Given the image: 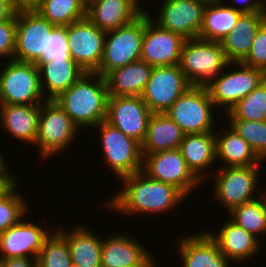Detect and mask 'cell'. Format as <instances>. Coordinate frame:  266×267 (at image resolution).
Returning <instances> with one entry per match:
<instances>
[{
    "label": "cell",
    "instance_id": "obj_11",
    "mask_svg": "<svg viewBox=\"0 0 266 267\" xmlns=\"http://www.w3.org/2000/svg\"><path fill=\"white\" fill-rule=\"evenodd\" d=\"M56 27L34 9L19 7L16 12V46L13 59L37 63L47 52L48 37Z\"/></svg>",
    "mask_w": 266,
    "mask_h": 267
},
{
    "label": "cell",
    "instance_id": "obj_7",
    "mask_svg": "<svg viewBox=\"0 0 266 267\" xmlns=\"http://www.w3.org/2000/svg\"><path fill=\"white\" fill-rule=\"evenodd\" d=\"M206 87L191 86L165 112L185 134L215 131L214 109Z\"/></svg>",
    "mask_w": 266,
    "mask_h": 267
},
{
    "label": "cell",
    "instance_id": "obj_4",
    "mask_svg": "<svg viewBox=\"0 0 266 267\" xmlns=\"http://www.w3.org/2000/svg\"><path fill=\"white\" fill-rule=\"evenodd\" d=\"M79 130L55 100H45L40 104L38 134L35 140V147L40 149L41 160L69 148L79 135Z\"/></svg>",
    "mask_w": 266,
    "mask_h": 267
},
{
    "label": "cell",
    "instance_id": "obj_22",
    "mask_svg": "<svg viewBox=\"0 0 266 267\" xmlns=\"http://www.w3.org/2000/svg\"><path fill=\"white\" fill-rule=\"evenodd\" d=\"M207 232L216 241L220 252L233 262L243 263L259 255L258 252L263 248L261 247L263 242L230 219L223 223L218 233L213 230Z\"/></svg>",
    "mask_w": 266,
    "mask_h": 267
},
{
    "label": "cell",
    "instance_id": "obj_13",
    "mask_svg": "<svg viewBox=\"0 0 266 267\" xmlns=\"http://www.w3.org/2000/svg\"><path fill=\"white\" fill-rule=\"evenodd\" d=\"M191 86L179 65L154 66L141 97L152 113H163Z\"/></svg>",
    "mask_w": 266,
    "mask_h": 267
},
{
    "label": "cell",
    "instance_id": "obj_25",
    "mask_svg": "<svg viewBox=\"0 0 266 267\" xmlns=\"http://www.w3.org/2000/svg\"><path fill=\"white\" fill-rule=\"evenodd\" d=\"M178 149L181 151L192 173L202 183L203 181L206 182V176H211V172L209 171L208 173L207 170H209L211 165L213 166L216 161L215 131L185 134Z\"/></svg>",
    "mask_w": 266,
    "mask_h": 267
},
{
    "label": "cell",
    "instance_id": "obj_37",
    "mask_svg": "<svg viewBox=\"0 0 266 267\" xmlns=\"http://www.w3.org/2000/svg\"><path fill=\"white\" fill-rule=\"evenodd\" d=\"M17 187L18 185L0 200V234L28 215L29 208L27 206L29 205L27 204L29 202L26 203L27 200L23 198V194H20Z\"/></svg>",
    "mask_w": 266,
    "mask_h": 267
},
{
    "label": "cell",
    "instance_id": "obj_15",
    "mask_svg": "<svg viewBox=\"0 0 266 267\" xmlns=\"http://www.w3.org/2000/svg\"><path fill=\"white\" fill-rule=\"evenodd\" d=\"M71 58L85 71L96 73L101 64L106 32L86 17L66 26Z\"/></svg>",
    "mask_w": 266,
    "mask_h": 267
},
{
    "label": "cell",
    "instance_id": "obj_8",
    "mask_svg": "<svg viewBox=\"0 0 266 267\" xmlns=\"http://www.w3.org/2000/svg\"><path fill=\"white\" fill-rule=\"evenodd\" d=\"M94 129L100 133L102 154L106 166L113 170L111 172L121 179L142 170L143 156L140 143L106 121H102Z\"/></svg>",
    "mask_w": 266,
    "mask_h": 267
},
{
    "label": "cell",
    "instance_id": "obj_12",
    "mask_svg": "<svg viewBox=\"0 0 266 267\" xmlns=\"http://www.w3.org/2000/svg\"><path fill=\"white\" fill-rule=\"evenodd\" d=\"M142 156V171L147 176L173 185L186 197L202 183L188 168L179 149L159 151Z\"/></svg>",
    "mask_w": 266,
    "mask_h": 267
},
{
    "label": "cell",
    "instance_id": "obj_32",
    "mask_svg": "<svg viewBox=\"0 0 266 267\" xmlns=\"http://www.w3.org/2000/svg\"><path fill=\"white\" fill-rule=\"evenodd\" d=\"M255 195L256 199L233 208L229 218L262 242L260 235H266V191L261 189L260 194Z\"/></svg>",
    "mask_w": 266,
    "mask_h": 267
},
{
    "label": "cell",
    "instance_id": "obj_14",
    "mask_svg": "<svg viewBox=\"0 0 266 267\" xmlns=\"http://www.w3.org/2000/svg\"><path fill=\"white\" fill-rule=\"evenodd\" d=\"M151 115L141 96H109L105 121L142 144Z\"/></svg>",
    "mask_w": 266,
    "mask_h": 267
},
{
    "label": "cell",
    "instance_id": "obj_41",
    "mask_svg": "<svg viewBox=\"0 0 266 267\" xmlns=\"http://www.w3.org/2000/svg\"><path fill=\"white\" fill-rule=\"evenodd\" d=\"M238 2L239 6L230 3V7L244 13L265 12L266 13V0H232L229 2ZM241 4V5H240Z\"/></svg>",
    "mask_w": 266,
    "mask_h": 267
},
{
    "label": "cell",
    "instance_id": "obj_6",
    "mask_svg": "<svg viewBox=\"0 0 266 267\" xmlns=\"http://www.w3.org/2000/svg\"><path fill=\"white\" fill-rule=\"evenodd\" d=\"M0 71V104H42L46 99L36 63L8 60Z\"/></svg>",
    "mask_w": 266,
    "mask_h": 267
},
{
    "label": "cell",
    "instance_id": "obj_47",
    "mask_svg": "<svg viewBox=\"0 0 266 267\" xmlns=\"http://www.w3.org/2000/svg\"><path fill=\"white\" fill-rule=\"evenodd\" d=\"M156 261L153 258L150 262H148L144 267H156Z\"/></svg>",
    "mask_w": 266,
    "mask_h": 267
},
{
    "label": "cell",
    "instance_id": "obj_20",
    "mask_svg": "<svg viewBox=\"0 0 266 267\" xmlns=\"http://www.w3.org/2000/svg\"><path fill=\"white\" fill-rule=\"evenodd\" d=\"M179 242V243H178ZM182 267H229L230 260L219 250L207 230L177 239Z\"/></svg>",
    "mask_w": 266,
    "mask_h": 267
},
{
    "label": "cell",
    "instance_id": "obj_19",
    "mask_svg": "<svg viewBox=\"0 0 266 267\" xmlns=\"http://www.w3.org/2000/svg\"><path fill=\"white\" fill-rule=\"evenodd\" d=\"M139 0H96L86 6L85 17L105 32L126 26L145 9ZM141 5V6H140Z\"/></svg>",
    "mask_w": 266,
    "mask_h": 267
},
{
    "label": "cell",
    "instance_id": "obj_40",
    "mask_svg": "<svg viewBox=\"0 0 266 267\" xmlns=\"http://www.w3.org/2000/svg\"><path fill=\"white\" fill-rule=\"evenodd\" d=\"M15 46L16 14L11 19L0 22V57H7V60H13Z\"/></svg>",
    "mask_w": 266,
    "mask_h": 267
},
{
    "label": "cell",
    "instance_id": "obj_1",
    "mask_svg": "<svg viewBox=\"0 0 266 267\" xmlns=\"http://www.w3.org/2000/svg\"><path fill=\"white\" fill-rule=\"evenodd\" d=\"M120 180L123 188L103 203L111 212L125 216L170 213L188 198L173 185L150 178L142 170Z\"/></svg>",
    "mask_w": 266,
    "mask_h": 267
},
{
    "label": "cell",
    "instance_id": "obj_45",
    "mask_svg": "<svg viewBox=\"0 0 266 267\" xmlns=\"http://www.w3.org/2000/svg\"><path fill=\"white\" fill-rule=\"evenodd\" d=\"M18 7L24 9H34L43 0H16Z\"/></svg>",
    "mask_w": 266,
    "mask_h": 267
},
{
    "label": "cell",
    "instance_id": "obj_2",
    "mask_svg": "<svg viewBox=\"0 0 266 267\" xmlns=\"http://www.w3.org/2000/svg\"><path fill=\"white\" fill-rule=\"evenodd\" d=\"M109 93L105 77L85 72L55 101L79 128H94L106 119Z\"/></svg>",
    "mask_w": 266,
    "mask_h": 267
},
{
    "label": "cell",
    "instance_id": "obj_16",
    "mask_svg": "<svg viewBox=\"0 0 266 267\" xmlns=\"http://www.w3.org/2000/svg\"><path fill=\"white\" fill-rule=\"evenodd\" d=\"M186 39L154 22L145 8V30L140 60L151 66L179 65Z\"/></svg>",
    "mask_w": 266,
    "mask_h": 267
},
{
    "label": "cell",
    "instance_id": "obj_34",
    "mask_svg": "<svg viewBox=\"0 0 266 267\" xmlns=\"http://www.w3.org/2000/svg\"><path fill=\"white\" fill-rule=\"evenodd\" d=\"M225 116L228 119L266 121V78Z\"/></svg>",
    "mask_w": 266,
    "mask_h": 267
},
{
    "label": "cell",
    "instance_id": "obj_38",
    "mask_svg": "<svg viewBox=\"0 0 266 267\" xmlns=\"http://www.w3.org/2000/svg\"><path fill=\"white\" fill-rule=\"evenodd\" d=\"M241 63L260 69L266 74V20L258 28L251 50Z\"/></svg>",
    "mask_w": 266,
    "mask_h": 267
},
{
    "label": "cell",
    "instance_id": "obj_24",
    "mask_svg": "<svg viewBox=\"0 0 266 267\" xmlns=\"http://www.w3.org/2000/svg\"><path fill=\"white\" fill-rule=\"evenodd\" d=\"M40 104H0L1 127L17 141L32 144L38 134Z\"/></svg>",
    "mask_w": 266,
    "mask_h": 267
},
{
    "label": "cell",
    "instance_id": "obj_44",
    "mask_svg": "<svg viewBox=\"0 0 266 267\" xmlns=\"http://www.w3.org/2000/svg\"><path fill=\"white\" fill-rule=\"evenodd\" d=\"M18 8L16 0H0V22L11 19Z\"/></svg>",
    "mask_w": 266,
    "mask_h": 267
},
{
    "label": "cell",
    "instance_id": "obj_27",
    "mask_svg": "<svg viewBox=\"0 0 266 267\" xmlns=\"http://www.w3.org/2000/svg\"><path fill=\"white\" fill-rule=\"evenodd\" d=\"M57 230L66 238L73 267H101V249L103 239L91 232L87 226L78 224L74 229Z\"/></svg>",
    "mask_w": 266,
    "mask_h": 267
},
{
    "label": "cell",
    "instance_id": "obj_42",
    "mask_svg": "<svg viewBox=\"0 0 266 267\" xmlns=\"http://www.w3.org/2000/svg\"><path fill=\"white\" fill-rule=\"evenodd\" d=\"M16 177L9 172V167L0 170V200L5 198L18 184Z\"/></svg>",
    "mask_w": 266,
    "mask_h": 267
},
{
    "label": "cell",
    "instance_id": "obj_31",
    "mask_svg": "<svg viewBox=\"0 0 266 267\" xmlns=\"http://www.w3.org/2000/svg\"><path fill=\"white\" fill-rule=\"evenodd\" d=\"M228 129L215 130L216 160L225 167L260 165L261 161L249 144L229 125Z\"/></svg>",
    "mask_w": 266,
    "mask_h": 267
},
{
    "label": "cell",
    "instance_id": "obj_35",
    "mask_svg": "<svg viewBox=\"0 0 266 267\" xmlns=\"http://www.w3.org/2000/svg\"><path fill=\"white\" fill-rule=\"evenodd\" d=\"M37 262L38 267H73L67 240L58 230L46 239Z\"/></svg>",
    "mask_w": 266,
    "mask_h": 267
},
{
    "label": "cell",
    "instance_id": "obj_36",
    "mask_svg": "<svg viewBox=\"0 0 266 267\" xmlns=\"http://www.w3.org/2000/svg\"><path fill=\"white\" fill-rule=\"evenodd\" d=\"M229 125L251 147L252 151L261 160H266V121H250L229 119Z\"/></svg>",
    "mask_w": 266,
    "mask_h": 267
},
{
    "label": "cell",
    "instance_id": "obj_33",
    "mask_svg": "<svg viewBox=\"0 0 266 267\" xmlns=\"http://www.w3.org/2000/svg\"><path fill=\"white\" fill-rule=\"evenodd\" d=\"M34 10L57 27H66L85 18L84 0H43Z\"/></svg>",
    "mask_w": 266,
    "mask_h": 267
},
{
    "label": "cell",
    "instance_id": "obj_18",
    "mask_svg": "<svg viewBox=\"0 0 266 267\" xmlns=\"http://www.w3.org/2000/svg\"><path fill=\"white\" fill-rule=\"evenodd\" d=\"M44 229L46 228L33 224L23 217L17 224L0 234V259L13 257L37 259L46 239L52 233Z\"/></svg>",
    "mask_w": 266,
    "mask_h": 267
},
{
    "label": "cell",
    "instance_id": "obj_48",
    "mask_svg": "<svg viewBox=\"0 0 266 267\" xmlns=\"http://www.w3.org/2000/svg\"><path fill=\"white\" fill-rule=\"evenodd\" d=\"M93 1H96V0H84L86 6H87L88 4H90V3H92Z\"/></svg>",
    "mask_w": 266,
    "mask_h": 267
},
{
    "label": "cell",
    "instance_id": "obj_28",
    "mask_svg": "<svg viewBox=\"0 0 266 267\" xmlns=\"http://www.w3.org/2000/svg\"><path fill=\"white\" fill-rule=\"evenodd\" d=\"M153 66L138 60L110 71L106 76L109 96H141Z\"/></svg>",
    "mask_w": 266,
    "mask_h": 267
},
{
    "label": "cell",
    "instance_id": "obj_26",
    "mask_svg": "<svg viewBox=\"0 0 266 267\" xmlns=\"http://www.w3.org/2000/svg\"><path fill=\"white\" fill-rule=\"evenodd\" d=\"M266 20L265 12L244 13L236 27L220 42L230 63L242 62L249 54L255 34Z\"/></svg>",
    "mask_w": 266,
    "mask_h": 267
},
{
    "label": "cell",
    "instance_id": "obj_43",
    "mask_svg": "<svg viewBox=\"0 0 266 267\" xmlns=\"http://www.w3.org/2000/svg\"><path fill=\"white\" fill-rule=\"evenodd\" d=\"M0 267H38V262L35 258L13 257L0 259Z\"/></svg>",
    "mask_w": 266,
    "mask_h": 267
},
{
    "label": "cell",
    "instance_id": "obj_9",
    "mask_svg": "<svg viewBox=\"0 0 266 267\" xmlns=\"http://www.w3.org/2000/svg\"><path fill=\"white\" fill-rule=\"evenodd\" d=\"M219 167L214 175L212 190L214 199L224 205L229 213L233 208L245 202L256 199L255 190L258 191V175L260 165L240 166V167ZM259 168V169H258ZM254 195V196H253Z\"/></svg>",
    "mask_w": 266,
    "mask_h": 267
},
{
    "label": "cell",
    "instance_id": "obj_39",
    "mask_svg": "<svg viewBox=\"0 0 266 267\" xmlns=\"http://www.w3.org/2000/svg\"><path fill=\"white\" fill-rule=\"evenodd\" d=\"M58 58H71L66 36V27H56L48 37L47 52L38 62H48Z\"/></svg>",
    "mask_w": 266,
    "mask_h": 267
},
{
    "label": "cell",
    "instance_id": "obj_5",
    "mask_svg": "<svg viewBox=\"0 0 266 267\" xmlns=\"http://www.w3.org/2000/svg\"><path fill=\"white\" fill-rule=\"evenodd\" d=\"M145 30V11L132 23L106 32L101 64L96 73L105 77L110 71L141 58Z\"/></svg>",
    "mask_w": 266,
    "mask_h": 267
},
{
    "label": "cell",
    "instance_id": "obj_3",
    "mask_svg": "<svg viewBox=\"0 0 266 267\" xmlns=\"http://www.w3.org/2000/svg\"><path fill=\"white\" fill-rule=\"evenodd\" d=\"M179 66L190 84L199 87H206L224 69L233 67L226 58L221 42L200 38L186 39Z\"/></svg>",
    "mask_w": 266,
    "mask_h": 267
},
{
    "label": "cell",
    "instance_id": "obj_46",
    "mask_svg": "<svg viewBox=\"0 0 266 267\" xmlns=\"http://www.w3.org/2000/svg\"><path fill=\"white\" fill-rule=\"evenodd\" d=\"M3 153L0 152V170L4 169L6 166H8V163H6L5 161V157L2 155Z\"/></svg>",
    "mask_w": 266,
    "mask_h": 267
},
{
    "label": "cell",
    "instance_id": "obj_30",
    "mask_svg": "<svg viewBox=\"0 0 266 267\" xmlns=\"http://www.w3.org/2000/svg\"><path fill=\"white\" fill-rule=\"evenodd\" d=\"M224 2L225 0L207 1L198 38L220 42L236 27L238 19L243 13Z\"/></svg>",
    "mask_w": 266,
    "mask_h": 267
},
{
    "label": "cell",
    "instance_id": "obj_10",
    "mask_svg": "<svg viewBox=\"0 0 266 267\" xmlns=\"http://www.w3.org/2000/svg\"><path fill=\"white\" fill-rule=\"evenodd\" d=\"M232 66L239 69H231L227 72L224 69L206 86L215 108L224 110L222 113L225 114L266 78V74L262 70L248 67L241 62L232 63Z\"/></svg>",
    "mask_w": 266,
    "mask_h": 267
},
{
    "label": "cell",
    "instance_id": "obj_21",
    "mask_svg": "<svg viewBox=\"0 0 266 267\" xmlns=\"http://www.w3.org/2000/svg\"><path fill=\"white\" fill-rule=\"evenodd\" d=\"M114 234L103 239L101 249V265L105 267H144L153 257L129 234Z\"/></svg>",
    "mask_w": 266,
    "mask_h": 267
},
{
    "label": "cell",
    "instance_id": "obj_29",
    "mask_svg": "<svg viewBox=\"0 0 266 267\" xmlns=\"http://www.w3.org/2000/svg\"><path fill=\"white\" fill-rule=\"evenodd\" d=\"M183 130L165 113H152L146 137L141 144L142 155L178 149L184 139Z\"/></svg>",
    "mask_w": 266,
    "mask_h": 267
},
{
    "label": "cell",
    "instance_id": "obj_17",
    "mask_svg": "<svg viewBox=\"0 0 266 267\" xmlns=\"http://www.w3.org/2000/svg\"><path fill=\"white\" fill-rule=\"evenodd\" d=\"M208 0H164L158 16L150 18L164 29L178 33L185 39L198 38L203 10Z\"/></svg>",
    "mask_w": 266,
    "mask_h": 267
},
{
    "label": "cell",
    "instance_id": "obj_23",
    "mask_svg": "<svg viewBox=\"0 0 266 267\" xmlns=\"http://www.w3.org/2000/svg\"><path fill=\"white\" fill-rule=\"evenodd\" d=\"M36 65L39 68L41 89L46 100H55L85 73L72 58L37 62Z\"/></svg>",
    "mask_w": 266,
    "mask_h": 267
}]
</instances>
